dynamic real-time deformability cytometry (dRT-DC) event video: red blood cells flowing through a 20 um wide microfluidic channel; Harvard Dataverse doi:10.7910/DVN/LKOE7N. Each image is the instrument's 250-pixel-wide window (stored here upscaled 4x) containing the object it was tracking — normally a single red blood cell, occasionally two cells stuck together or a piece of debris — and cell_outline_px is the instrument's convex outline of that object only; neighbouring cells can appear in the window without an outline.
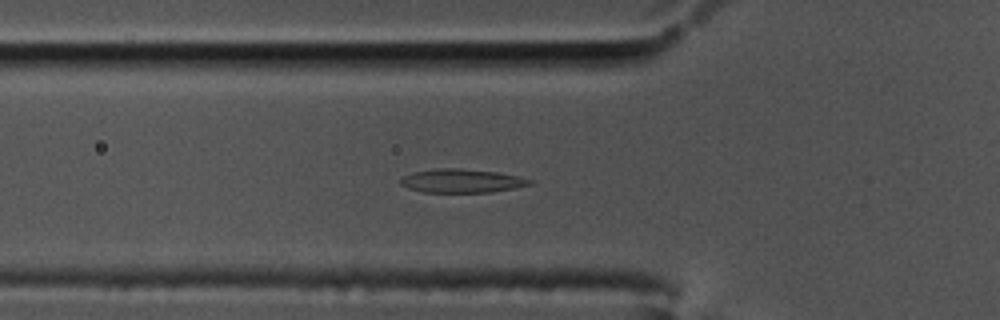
{"species": "common noctule bat (a hibernating species)", "species_latin": "Nyctalus noctula", "temperature_condition": "cold", "stored_images_in_passage": 58, "camera_frame_rate_fps": 3000, "um_per_image_px": 0.085, "animal": {"sex": "male", "body_mass_g": 17.5, "forearm_length_mm": 52.3}, "frame": {"image": 1, "passage_image": 20, "time_ms": 6.333, "image_size_px": [1000, 320], "cell_outline_px": [[532, 184], [516, 188], [492, 192], [424, 192], [408, 188], [400, 184], [400, 180], [404, 176], [412, 172], [440, 168], [460, 168], [496, 172], [520, 176], [532, 180]], "centroid_in_image_um": [39.27, 15.37], "position_along_channel_um": 86.5, "area_um2": 17.8}}
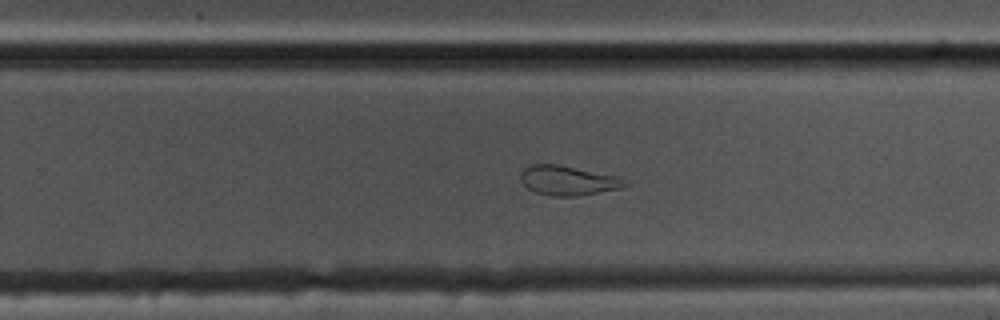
{"frame": {"image": 2, "passage_image": 37, "time_ms": 12.0, "image_size_px": [1000, 320], "cell_outline_px": [[632, 184], [620, 188], [580, 196], [552, 196], [536, 192], [528, 188], [520, 180], [520, 172], [528, 164], [560, 164], [620, 176]], "centroid_in_image_um": [48.31, 15.33], "position_along_channel_um": 281.5, "area_um2": 18.38}}
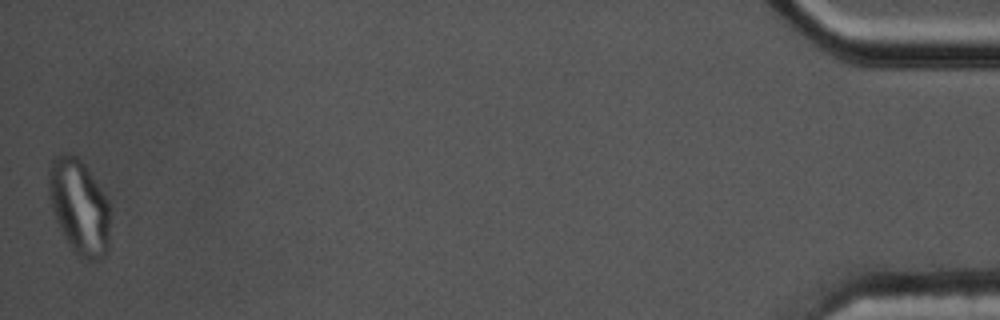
{"frame": {"image": 3, "passage_image": 58, "time_ms": 19.0, "image_size_px": [1000, 320], "cell_outline_px": [[112, 204], [108, 252], [100, 260], [84, 260], [72, 252], [56, 220], [48, 196], [48, 168], [52, 160], [56, 156], [64, 152], [68, 152], [76, 156], [84, 164]], "centroid_in_image_um": [6.76, 17.6], "position_along_channel_um": 428.4, "area_um2": 34.97}, "authors_computed_cell_mechanics": {"area_um2": 18.0336, "velocity_mm_per_s": 3.4435, "shape_relaxation_time_tau1_ms": null, "shape_relaxation_time_tau2_ms": 1.9472, "deformation_change_tau1": null, "deformation_change_tau2": 0.074}}